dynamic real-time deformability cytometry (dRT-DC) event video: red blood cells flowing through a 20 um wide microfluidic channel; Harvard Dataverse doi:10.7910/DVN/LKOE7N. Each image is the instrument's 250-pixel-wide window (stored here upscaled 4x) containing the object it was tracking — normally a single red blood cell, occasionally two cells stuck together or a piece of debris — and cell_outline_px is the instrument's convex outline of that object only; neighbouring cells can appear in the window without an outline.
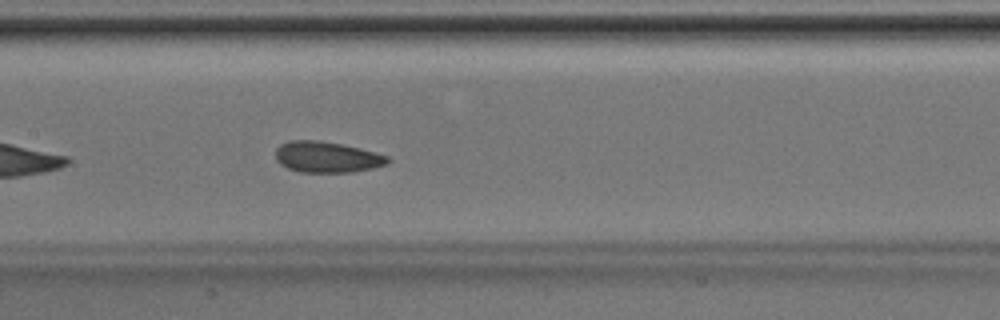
{"species": "Egyptian fruit bat (a non-hibernating species)", "species_latin": "Rousettus aegyptiacus", "temperature_condition": "room temperature", "stored_images_in_passage": 34, "camera_frame_rate_fps": 3000, "um_per_image_px": 0.085, "animal": {"sex": "male"}, "frame": {"image": 1, "passage_image": 10, "time_ms": 3.0, "image_size_px": [1000, 320], "cell_outline_px": [[392, 160], [388, 164], [372, 168], [352, 172], [300, 172], [288, 168], [280, 164], [276, 160], [276, 148], [280, 144], [288, 140], [320, 140], [360, 148], [388, 156]], "centroid_in_image_um": [27.78, 13.34], "position_along_channel_um": 179.6, "area_um2": 20.35}}
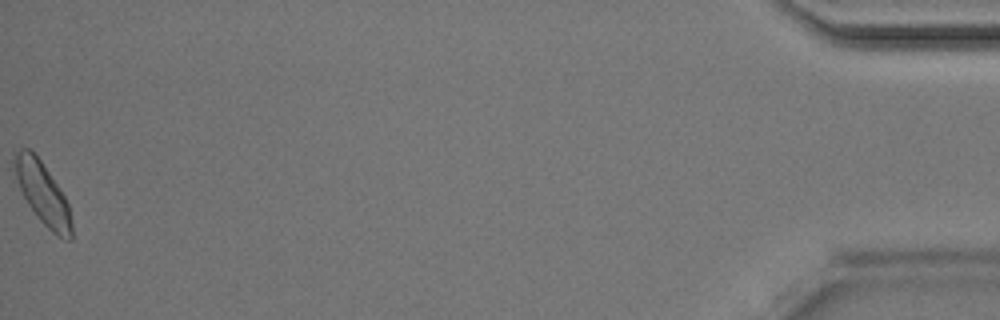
{"frame": {"image": 2, "passage_image": 34, "time_ms": 11.0, "image_size_px": [1000, 320], "cell_outline_px": [[72, 240], [68, 240], [56, 236], [36, 216], [28, 204], [20, 188], [16, 176], [12, 160], [12, 152], [20, 148], [28, 148], [40, 160], [60, 188], [68, 204], [72, 224]], "centroid_in_image_um": [3.61, 16.42], "position_along_channel_um": 431.6, "area_um2": 20.58}}